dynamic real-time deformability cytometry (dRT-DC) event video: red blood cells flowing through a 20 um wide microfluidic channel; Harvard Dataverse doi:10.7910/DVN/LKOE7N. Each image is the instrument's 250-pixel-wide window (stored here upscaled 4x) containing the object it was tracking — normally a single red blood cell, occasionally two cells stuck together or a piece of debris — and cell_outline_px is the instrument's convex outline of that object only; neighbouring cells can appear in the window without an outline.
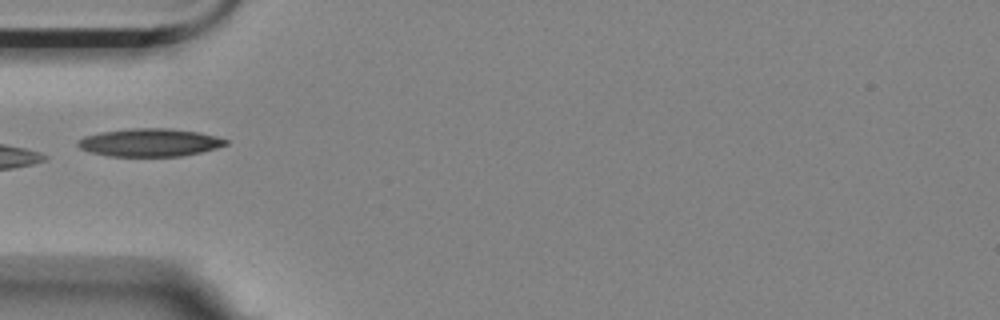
{"species": "Egyptian fruit bat (a non-hibernating species)", "species_latin": "Rousettus aegyptiacus", "temperature_condition": "room temperature", "stored_images_in_passage": 6, "camera_frame_rate_fps": 3000, "um_per_image_px": 0.085, "animal": {"sex": "female"}, "frame": {"image": 1, "passage_image": 6, "time_ms": 1.667, "image_size_px": [1000, 320], "cell_outline_px": [[228, 144], [216, 148], [200, 152], [180, 156], [108, 156], [92, 152], [80, 148], [76, 144], [84, 136], [100, 132], [128, 128], [168, 128], [200, 132], [216, 136], [228, 140]], "centroid_in_image_um": [12.74, 12.1], "position_along_channel_um": 72.3, "area_um2": 24.04}}